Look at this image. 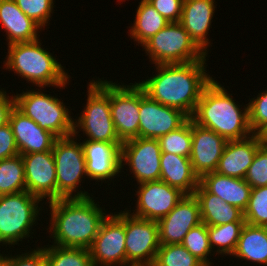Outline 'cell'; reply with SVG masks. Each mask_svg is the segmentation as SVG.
Listing matches in <instances>:
<instances>
[{
  "label": "cell",
  "mask_w": 267,
  "mask_h": 266,
  "mask_svg": "<svg viewBox=\"0 0 267 266\" xmlns=\"http://www.w3.org/2000/svg\"><path fill=\"white\" fill-rule=\"evenodd\" d=\"M24 162L26 191L50 201L57 200L56 167L53 152L44 151L21 155Z\"/></svg>",
  "instance_id": "obj_16"
},
{
  "label": "cell",
  "mask_w": 267,
  "mask_h": 266,
  "mask_svg": "<svg viewBox=\"0 0 267 266\" xmlns=\"http://www.w3.org/2000/svg\"><path fill=\"white\" fill-rule=\"evenodd\" d=\"M162 153L190 157L192 147V120L188 118L179 128L158 139Z\"/></svg>",
  "instance_id": "obj_32"
},
{
  "label": "cell",
  "mask_w": 267,
  "mask_h": 266,
  "mask_svg": "<svg viewBox=\"0 0 267 266\" xmlns=\"http://www.w3.org/2000/svg\"><path fill=\"white\" fill-rule=\"evenodd\" d=\"M87 177L92 180H112L121 171L122 143L86 140L82 143Z\"/></svg>",
  "instance_id": "obj_19"
},
{
  "label": "cell",
  "mask_w": 267,
  "mask_h": 266,
  "mask_svg": "<svg viewBox=\"0 0 267 266\" xmlns=\"http://www.w3.org/2000/svg\"><path fill=\"white\" fill-rule=\"evenodd\" d=\"M226 91L224 86L212 80L203 90L190 118L196 125L216 132L227 141L248 138L253 134L249 127L248 106L241 110L232 94Z\"/></svg>",
  "instance_id": "obj_3"
},
{
  "label": "cell",
  "mask_w": 267,
  "mask_h": 266,
  "mask_svg": "<svg viewBox=\"0 0 267 266\" xmlns=\"http://www.w3.org/2000/svg\"><path fill=\"white\" fill-rule=\"evenodd\" d=\"M0 266H5V257L0 253Z\"/></svg>",
  "instance_id": "obj_44"
},
{
  "label": "cell",
  "mask_w": 267,
  "mask_h": 266,
  "mask_svg": "<svg viewBox=\"0 0 267 266\" xmlns=\"http://www.w3.org/2000/svg\"><path fill=\"white\" fill-rule=\"evenodd\" d=\"M89 83L86 108L74 122V137L81 128L87 140L122 143L116 133L110 111V82L107 80Z\"/></svg>",
  "instance_id": "obj_5"
},
{
  "label": "cell",
  "mask_w": 267,
  "mask_h": 266,
  "mask_svg": "<svg viewBox=\"0 0 267 266\" xmlns=\"http://www.w3.org/2000/svg\"><path fill=\"white\" fill-rule=\"evenodd\" d=\"M19 155L14 134L8 124L0 127V160Z\"/></svg>",
  "instance_id": "obj_41"
},
{
  "label": "cell",
  "mask_w": 267,
  "mask_h": 266,
  "mask_svg": "<svg viewBox=\"0 0 267 266\" xmlns=\"http://www.w3.org/2000/svg\"><path fill=\"white\" fill-rule=\"evenodd\" d=\"M19 9L41 28L48 23L53 11V0H14Z\"/></svg>",
  "instance_id": "obj_36"
},
{
  "label": "cell",
  "mask_w": 267,
  "mask_h": 266,
  "mask_svg": "<svg viewBox=\"0 0 267 266\" xmlns=\"http://www.w3.org/2000/svg\"><path fill=\"white\" fill-rule=\"evenodd\" d=\"M15 97V107L57 138L73 135L74 120L60 99L38 91L29 90Z\"/></svg>",
  "instance_id": "obj_6"
},
{
  "label": "cell",
  "mask_w": 267,
  "mask_h": 266,
  "mask_svg": "<svg viewBox=\"0 0 267 266\" xmlns=\"http://www.w3.org/2000/svg\"><path fill=\"white\" fill-rule=\"evenodd\" d=\"M160 180L180 189L186 195H194L200 179L193 171L190 158L161 153Z\"/></svg>",
  "instance_id": "obj_25"
},
{
  "label": "cell",
  "mask_w": 267,
  "mask_h": 266,
  "mask_svg": "<svg viewBox=\"0 0 267 266\" xmlns=\"http://www.w3.org/2000/svg\"><path fill=\"white\" fill-rule=\"evenodd\" d=\"M39 201L28 191L0 196V243L14 245L30 236V227L41 210Z\"/></svg>",
  "instance_id": "obj_8"
},
{
  "label": "cell",
  "mask_w": 267,
  "mask_h": 266,
  "mask_svg": "<svg viewBox=\"0 0 267 266\" xmlns=\"http://www.w3.org/2000/svg\"><path fill=\"white\" fill-rule=\"evenodd\" d=\"M194 196L200 204L201 222L207 226L246 222L242 210L227 204L220 197L208 192L200 183L194 192Z\"/></svg>",
  "instance_id": "obj_26"
},
{
  "label": "cell",
  "mask_w": 267,
  "mask_h": 266,
  "mask_svg": "<svg viewBox=\"0 0 267 266\" xmlns=\"http://www.w3.org/2000/svg\"><path fill=\"white\" fill-rule=\"evenodd\" d=\"M0 23L6 31L8 45L32 42L38 39V30L42 29L26 16L14 0H0Z\"/></svg>",
  "instance_id": "obj_24"
},
{
  "label": "cell",
  "mask_w": 267,
  "mask_h": 266,
  "mask_svg": "<svg viewBox=\"0 0 267 266\" xmlns=\"http://www.w3.org/2000/svg\"><path fill=\"white\" fill-rule=\"evenodd\" d=\"M92 197L58 199L49 202L50 231L60 247L89 249L106 215ZM52 230V231H51Z\"/></svg>",
  "instance_id": "obj_2"
},
{
  "label": "cell",
  "mask_w": 267,
  "mask_h": 266,
  "mask_svg": "<svg viewBox=\"0 0 267 266\" xmlns=\"http://www.w3.org/2000/svg\"><path fill=\"white\" fill-rule=\"evenodd\" d=\"M137 206L134 216L158 221L169 214L186 195L180 189L169 186L162 180L139 185Z\"/></svg>",
  "instance_id": "obj_15"
},
{
  "label": "cell",
  "mask_w": 267,
  "mask_h": 266,
  "mask_svg": "<svg viewBox=\"0 0 267 266\" xmlns=\"http://www.w3.org/2000/svg\"><path fill=\"white\" fill-rule=\"evenodd\" d=\"M152 266H205L182 244L160 245Z\"/></svg>",
  "instance_id": "obj_33"
},
{
  "label": "cell",
  "mask_w": 267,
  "mask_h": 266,
  "mask_svg": "<svg viewBox=\"0 0 267 266\" xmlns=\"http://www.w3.org/2000/svg\"><path fill=\"white\" fill-rule=\"evenodd\" d=\"M249 127L253 134H259L267 127V90L248 104Z\"/></svg>",
  "instance_id": "obj_38"
},
{
  "label": "cell",
  "mask_w": 267,
  "mask_h": 266,
  "mask_svg": "<svg viewBox=\"0 0 267 266\" xmlns=\"http://www.w3.org/2000/svg\"><path fill=\"white\" fill-rule=\"evenodd\" d=\"M227 142L223 136L192 121V147L189 158L199 179L207 173L215 172Z\"/></svg>",
  "instance_id": "obj_18"
},
{
  "label": "cell",
  "mask_w": 267,
  "mask_h": 266,
  "mask_svg": "<svg viewBox=\"0 0 267 266\" xmlns=\"http://www.w3.org/2000/svg\"><path fill=\"white\" fill-rule=\"evenodd\" d=\"M52 152L56 167L57 200L90 197L81 190L73 195L83 175L87 176L82 144L74 141V135L57 138Z\"/></svg>",
  "instance_id": "obj_9"
},
{
  "label": "cell",
  "mask_w": 267,
  "mask_h": 266,
  "mask_svg": "<svg viewBox=\"0 0 267 266\" xmlns=\"http://www.w3.org/2000/svg\"><path fill=\"white\" fill-rule=\"evenodd\" d=\"M46 266H93L89 249L51 245L44 248Z\"/></svg>",
  "instance_id": "obj_31"
},
{
  "label": "cell",
  "mask_w": 267,
  "mask_h": 266,
  "mask_svg": "<svg viewBox=\"0 0 267 266\" xmlns=\"http://www.w3.org/2000/svg\"><path fill=\"white\" fill-rule=\"evenodd\" d=\"M110 111L119 140L139 137L140 85H119L110 81Z\"/></svg>",
  "instance_id": "obj_12"
},
{
  "label": "cell",
  "mask_w": 267,
  "mask_h": 266,
  "mask_svg": "<svg viewBox=\"0 0 267 266\" xmlns=\"http://www.w3.org/2000/svg\"><path fill=\"white\" fill-rule=\"evenodd\" d=\"M134 22L129 30L130 38H134V41L141 45L169 24L147 0H141L139 3Z\"/></svg>",
  "instance_id": "obj_28"
},
{
  "label": "cell",
  "mask_w": 267,
  "mask_h": 266,
  "mask_svg": "<svg viewBox=\"0 0 267 266\" xmlns=\"http://www.w3.org/2000/svg\"><path fill=\"white\" fill-rule=\"evenodd\" d=\"M261 142L267 147V127L264 128L260 133Z\"/></svg>",
  "instance_id": "obj_43"
},
{
  "label": "cell",
  "mask_w": 267,
  "mask_h": 266,
  "mask_svg": "<svg viewBox=\"0 0 267 266\" xmlns=\"http://www.w3.org/2000/svg\"><path fill=\"white\" fill-rule=\"evenodd\" d=\"M205 61L157 64L158 74L138 84L152 100L179 109L190 118L203 90L214 79L205 72Z\"/></svg>",
  "instance_id": "obj_1"
},
{
  "label": "cell",
  "mask_w": 267,
  "mask_h": 266,
  "mask_svg": "<svg viewBox=\"0 0 267 266\" xmlns=\"http://www.w3.org/2000/svg\"><path fill=\"white\" fill-rule=\"evenodd\" d=\"M139 137L159 139L179 128L189 117L181 110L149 98L140 86Z\"/></svg>",
  "instance_id": "obj_14"
},
{
  "label": "cell",
  "mask_w": 267,
  "mask_h": 266,
  "mask_svg": "<svg viewBox=\"0 0 267 266\" xmlns=\"http://www.w3.org/2000/svg\"><path fill=\"white\" fill-rule=\"evenodd\" d=\"M26 191L21 154L0 160V196Z\"/></svg>",
  "instance_id": "obj_29"
},
{
  "label": "cell",
  "mask_w": 267,
  "mask_h": 266,
  "mask_svg": "<svg viewBox=\"0 0 267 266\" xmlns=\"http://www.w3.org/2000/svg\"><path fill=\"white\" fill-rule=\"evenodd\" d=\"M246 222H231L223 225L207 226L211 248L217 246L218 254L232 255L236 249L243 226Z\"/></svg>",
  "instance_id": "obj_30"
},
{
  "label": "cell",
  "mask_w": 267,
  "mask_h": 266,
  "mask_svg": "<svg viewBox=\"0 0 267 266\" xmlns=\"http://www.w3.org/2000/svg\"><path fill=\"white\" fill-rule=\"evenodd\" d=\"M161 148L158 139L137 137L121 145V168L128 164L138 185L160 180Z\"/></svg>",
  "instance_id": "obj_13"
},
{
  "label": "cell",
  "mask_w": 267,
  "mask_h": 266,
  "mask_svg": "<svg viewBox=\"0 0 267 266\" xmlns=\"http://www.w3.org/2000/svg\"><path fill=\"white\" fill-rule=\"evenodd\" d=\"M127 211L125 210L126 263L128 266H152L160 247L158 223L136 217L130 214L131 211Z\"/></svg>",
  "instance_id": "obj_10"
},
{
  "label": "cell",
  "mask_w": 267,
  "mask_h": 266,
  "mask_svg": "<svg viewBox=\"0 0 267 266\" xmlns=\"http://www.w3.org/2000/svg\"><path fill=\"white\" fill-rule=\"evenodd\" d=\"M9 125L14 134L19 154L51 151L57 137L40 128L31 118L26 117L16 107L11 111Z\"/></svg>",
  "instance_id": "obj_20"
},
{
  "label": "cell",
  "mask_w": 267,
  "mask_h": 266,
  "mask_svg": "<svg viewBox=\"0 0 267 266\" xmlns=\"http://www.w3.org/2000/svg\"><path fill=\"white\" fill-rule=\"evenodd\" d=\"M169 23L179 22L184 0H147Z\"/></svg>",
  "instance_id": "obj_39"
},
{
  "label": "cell",
  "mask_w": 267,
  "mask_h": 266,
  "mask_svg": "<svg viewBox=\"0 0 267 266\" xmlns=\"http://www.w3.org/2000/svg\"><path fill=\"white\" fill-rule=\"evenodd\" d=\"M8 57L5 68L17 73L37 87L44 88L56 86L65 87L69 75L63 66L51 55L41 48L39 39L32 42L14 43L8 45Z\"/></svg>",
  "instance_id": "obj_4"
},
{
  "label": "cell",
  "mask_w": 267,
  "mask_h": 266,
  "mask_svg": "<svg viewBox=\"0 0 267 266\" xmlns=\"http://www.w3.org/2000/svg\"><path fill=\"white\" fill-rule=\"evenodd\" d=\"M157 223L160 245L181 244L187 233L202 223L198 199L194 195H185L174 209Z\"/></svg>",
  "instance_id": "obj_17"
},
{
  "label": "cell",
  "mask_w": 267,
  "mask_h": 266,
  "mask_svg": "<svg viewBox=\"0 0 267 266\" xmlns=\"http://www.w3.org/2000/svg\"><path fill=\"white\" fill-rule=\"evenodd\" d=\"M199 183L208 192L220 197L227 204L236 206L243 212L246 209L252 188L245 179L211 172L203 175Z\"/></svg>",
  "instance_id": "obj_23"
},
{
  "label": "cell",
  "mask_w": 267,
  "mask_h": 266,
  "mask_svg": "<svg viewBox=\"0 0 267 266\" xmlns=\"http://www.w3.org/2000/svg\"><path fill=\"white\" fill-rule=\"evenodd\" d=\"M13 97V98H12ZM15 108V97H7L6 91L0 90V127L9 123L11 111Z\"/></svg>",
  "instance_id": "obj_42"
},
{
  "label": "cell",
  "mask_w": 267,
  "mask_h": 266,
  "mask_svg": "<svg viewBox=\"0 0 267 266\" xmlns=\"http://www.w3.org/2000/svg\"><path fill=\"white\" fill-rule=\"evenodd\" d=\"M5 266H46L44 248H37L31 253L19 254L16 257H7L5 254Z\"/></svg>",
  "instance_id": "obj_40"
},
{
  "label": "cell",
  "mask_w": 267,
  "mask_h": 266,
  "mask_svg": "<svg viewBox=\"0 0 267 266\" xmlns=\"http://www.w3.org/2000/svg\"><path fill=\"white\" fill-rule=\"evenodd\" d=\"M215 0H184L179 23L184 27L195 44L207 54L210 29L215 10Z\"/></svg>",
  "instance_id": "obj_22"
},
{
  "label": "cell",
  "mask_w": 267,
  "mask_h": 266,
  "mask_svg": "<svg viewBox=\"0 0 267 266\" xmlns=\"http://www.w3.org/2000/svg\"><path fill=\"white\" fill-rule=\"evenodd\" d=\"M142 46L155 65L195 62L207 56L179 22H170Z\"/></svg>",
  "instance_id": "obj_7"
},
{
  "label": "cell",
  "mask_w": 267,
  "mask_h": 266,
  "mask_svg": "<svg viewBox=\"0 0 267 266\" xmlns=\"http://www.w3.org/2000/svg\"><path fill=\"white\" fill-rule=\"evenodd\" d=\"M181 244L205 266H211L212 263L207 256L211 253L212 248L209 243L206 224L200 223L192 228Z\"/></svg>",
  "instance_id": "obj_34"
},
{
  "label": "cell",
  "mask_w": 267,
  "mask_h": 266,
  "mask_svg": "<svg viewBox=\"0 0 267 266\" xmlns=\"http://www.w3.org/2000/svg\"><path fill=\"white\" fill-rule=\"evenodd\" d=\"M232 256L267 265V227L246 223Z\"/></svg>",
  "instance_id": "obj_27"
},
{
  "label": "cell",
  "mask_w": 267,
  "mask_h": 266,
  "mask_svg": "<svg viewBox=\"0 0 267 266\" xmlns=\"http://www.w3.org/2000/svg\"><path fill=\"white\" fill-rule=\"evenodd\" d=\"M110 215V216H109ZM89 248L93 266L126 264L125 211L109 214Z\"/></svg>",
  "instance_id": "obj_11"
},
{
  "label": "cell",
  "mask_w": 267,
  "mask_h": 266,
  "mask_svg": "<svg viewBox=\"0 0 267 266\" xmlns=\"http://www.w3.org/2000/svg\"><path fill=\"white\" fill-rule=\"evenodd\" d=\"M243 217L249 225L267 227V186L251 189Z\"/></svg>",
  "instance_id": "obj_35"
},
{
  "label": "cell",
  "mask_w": 267,
  "mask_h": 266,
  "mask_svg": "<svg viewBox=\"0 0 267 266\" xmlns=\"http://www.w3.org/2000/svg\"><path fill=\"white\" fill-rule=\"evenodd\" d=\"M261 145L259 134H251V137L242 140L228 141L215 172L224 176L244 179Z\"/></svg>",
  "instance_id": "obj_21"
},
{
  "label": "cell",
  "mask_w": 267,
  "mask_h": 266,
  "mask_svg": "<svg viewBox=\"0 0 267 266\" xmlns=\"http://www.w3.org/2000/svg\"><path fill=\"white\" fill-rule=\"evenodd\" d=\"M251 188L267 186V147L261 145L244 178Z\"/></svg>",
  "instance_id": "obj_37"
}]
</instances>
